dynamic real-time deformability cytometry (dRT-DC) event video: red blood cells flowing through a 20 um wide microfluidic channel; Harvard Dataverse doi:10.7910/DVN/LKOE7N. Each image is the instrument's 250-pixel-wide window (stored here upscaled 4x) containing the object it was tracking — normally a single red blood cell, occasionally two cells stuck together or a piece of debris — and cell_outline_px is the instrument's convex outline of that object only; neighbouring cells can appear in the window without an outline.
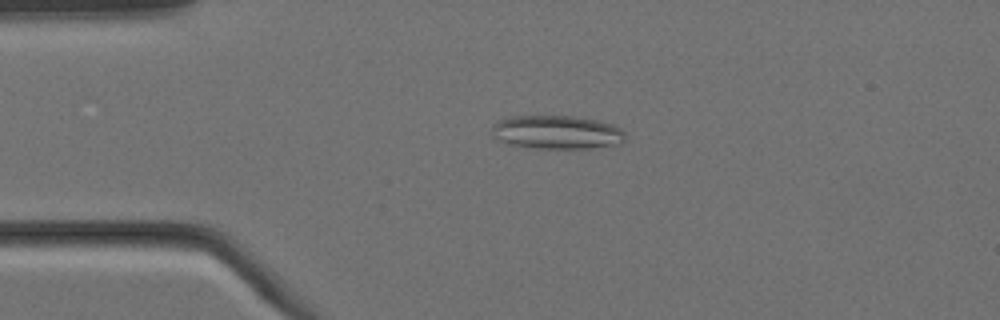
{"species": "Egyptian fruit bat (a non-hibernating species)", "species_latin": "Rousettus aegyptiacus", "temperature_condition": "cold", "stored_images_in_passage": 5, "camera_frame_rate_fps": 3000, "um_per_image_px": 0.085, "animal": {"sex": "female"}, "frame": {"image": 1, "passage_image": 3, "time_ms": 0.667, "image_size_px": [1000, 320], "cell_outline_px": [[624, 140], [620, 144], [588, 148], [536, 148], [512, 144], [496, 140], [492, 136], [492, 124], [500, 120], [512, 116], [572, 116], [596, 120], [612, 124], [620, 128], [624, 132]], "centroid_in_image_um": [47.31, 11.24], "position_along_channel_um": 37.7, "area_um2": 26.01}}